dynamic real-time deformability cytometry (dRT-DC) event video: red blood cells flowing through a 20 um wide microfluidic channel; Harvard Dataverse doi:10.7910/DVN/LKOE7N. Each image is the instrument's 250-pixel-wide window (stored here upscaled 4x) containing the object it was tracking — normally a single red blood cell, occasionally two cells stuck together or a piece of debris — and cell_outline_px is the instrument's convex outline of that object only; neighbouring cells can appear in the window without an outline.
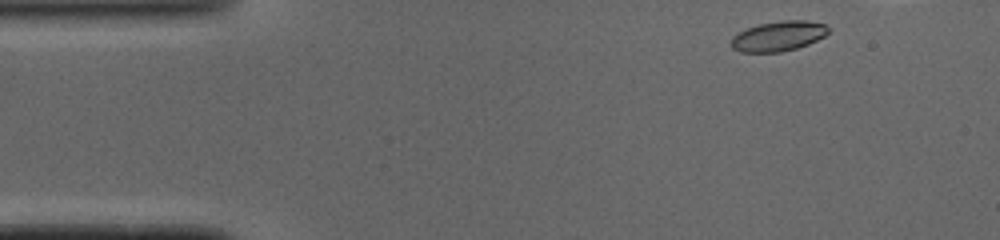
{"species": "common noctule bat (a hibernating species)", "species_latin": "Nyctalus noctula", "temperature_condition": "cold", "stored_images_in_passage": 35, "camera_frame_rate_fps": 3000, "um_per_image_px": 0.085, "animal": {"sex": "male", "body_mass_g": 19.0, "forearm_length_mm": 50.8}, "frame": {"image": 1, "passage_image": 1, "time_ms": 0.0, "image_size_px": [1000, 240], "cell_outline_px": [[828, 32], [824, 36], [808, 44], [796, 48], [780, 52], [740, 52], [732, 48], [728, 44], [732, 36], [748, 28], [760, 24], [784, 20], [804, 20], [824, 24], [828, 28]], "centroid_in_image_um": [66.11, 3.08], "position_along_channel_um": 18.9, "area_um2": 16.88}}
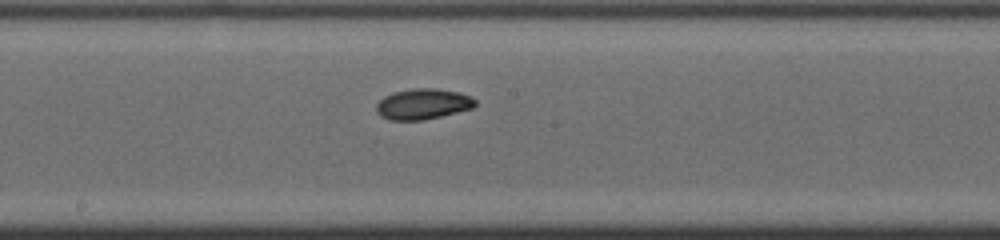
{"frame": {"image": 2, "passage_image": 21, "time_ms": 6.667, "image_size_px": [1000, 240], "cell_outline_px": [[476, 104], [472, 108], [424, 120], [388, 120], [380, 116], [376, 112], [376, 104], [384, 96], [392, 92], [412, 88], [436, 88], [456, 92], [468, 96], [476, 100]], "centroid_in_image_um": [35.88, 8.84], "position_along_channel_um": 212.3, "area_um2": 17.63}}
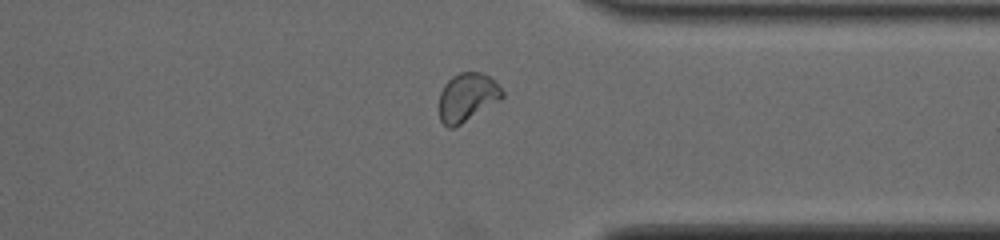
{"frame": {"image": 3, "passage_image": 33, "time_ms": 10.667, "image_size_px": [1000, 240], "cell_outline_px": [[504, 96], [500, 100], [460, 124], [452, 128], [448, 128], [440, 120], [440, 92], [444, 84], [452, 76], [460, 72], [480, 72], [488, 76], [504, 92]], "centroid_in_image_um": [39.69, 8.26], "position_along_channel_um": 371.7, "area_um2": 17.51}}